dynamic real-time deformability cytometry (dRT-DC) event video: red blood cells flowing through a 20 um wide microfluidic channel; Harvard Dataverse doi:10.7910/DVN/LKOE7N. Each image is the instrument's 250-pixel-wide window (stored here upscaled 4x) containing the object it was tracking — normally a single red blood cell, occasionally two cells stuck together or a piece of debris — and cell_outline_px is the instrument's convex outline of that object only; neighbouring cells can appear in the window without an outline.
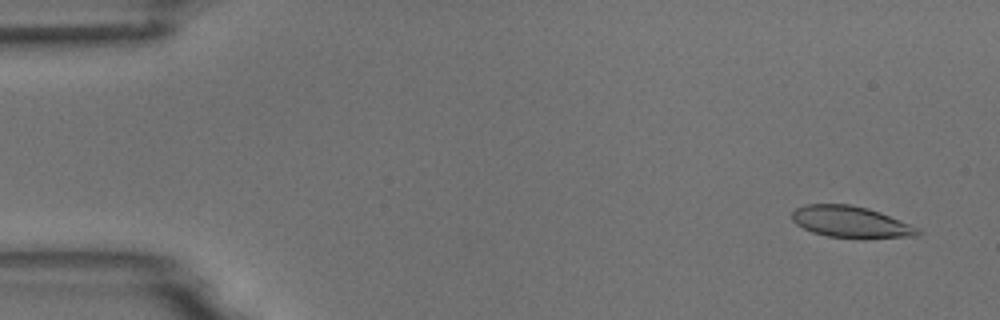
{"species": "common noctule bat (a hibernating species)", "species_latin": "Nyctalus noctula", "temperature_condition": "room temperature", "stored_images_in_passage": 7, "camera_frame_rate_fps": 3000, "um_per_image_px": 0.085, "animal": {"sex": "male", "body_mass_g": 18.8}, "frame": {"image": 1, "passage_image": 1, "time_ms": 0.0, "image_size_px": [1000, 320], "cell_outline_px": [[924, 232], [920, 236], [828, 236], [812, 232], [796, 224], [792, 220], [792, 212], [796, 208], [804, 204], [848, 204], [868, 208], [880, 212], [920, 228]], "centroid_in_image_um": [72.3, 18.82], "position_along_channel_um": 12.7, "area_um2": 22.43}}